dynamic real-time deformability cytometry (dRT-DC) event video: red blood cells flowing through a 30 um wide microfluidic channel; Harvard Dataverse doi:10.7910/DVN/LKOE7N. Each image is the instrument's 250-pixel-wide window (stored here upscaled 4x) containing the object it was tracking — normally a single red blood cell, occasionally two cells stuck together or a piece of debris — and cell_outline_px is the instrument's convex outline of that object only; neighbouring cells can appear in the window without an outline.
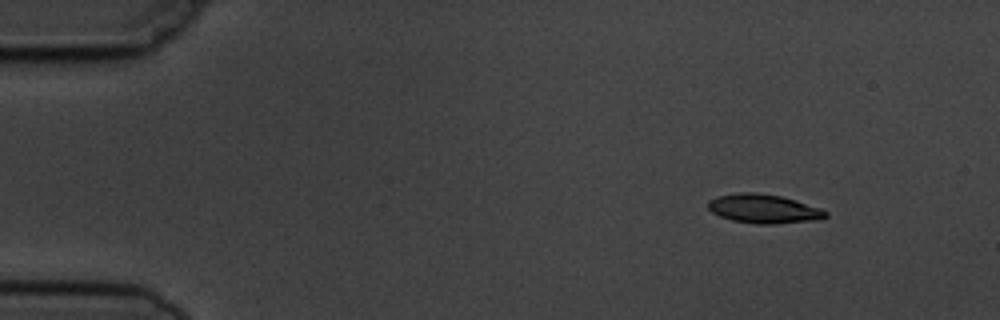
{"species": "common noctule bat (a hibernating species)", "species_latin": "Nyctalus noctula", "temperature_condition": "cold", "stored_images_in_passage": 5, "camera_frame_rate_fps": 3000, "um_per_image_px": 0.085, "animal": {"sex": "male", "body_mass_g": 19.5, "forearm_length_mm": 54.6}, "frame": {"image": 1, "passage_image": 2, "time_ms": 1.0, "image_size_px": [1000, 320], "cell_outline_px": [[828, 216], [820, 220], [776, 224], [756, 224], [732, 220], [720, 216], [712, 212], [708, 208], [708, 200], [716, 196], [736, 192], [756, 192], [780, 196], [796, 200], [820, 208], [828, 212]], "centroid_in_image_um": [64.92, 17.74], "position_along_channel_um": 20.1, "area_um2": 20.11}}
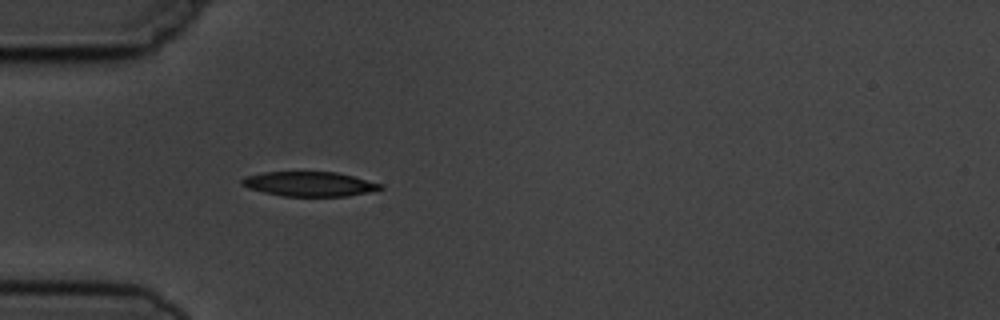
{"frame": {"image": 2, "passage_image": 5, "time_ms": 4.333, "image_size_px": [1000, 320], "cell_outline_px": [[384, 188], [368, 192], [348, 196], [284, 196], [264, 192], [248, 188], [240, 184], [240, 180], [244, 176], [264, 172], [336, 172], [384, 184]], "centroid_in_image_um": [26.28, 15.63], "position_along_channel_um": 58.7, "area_um2": 19.88}}